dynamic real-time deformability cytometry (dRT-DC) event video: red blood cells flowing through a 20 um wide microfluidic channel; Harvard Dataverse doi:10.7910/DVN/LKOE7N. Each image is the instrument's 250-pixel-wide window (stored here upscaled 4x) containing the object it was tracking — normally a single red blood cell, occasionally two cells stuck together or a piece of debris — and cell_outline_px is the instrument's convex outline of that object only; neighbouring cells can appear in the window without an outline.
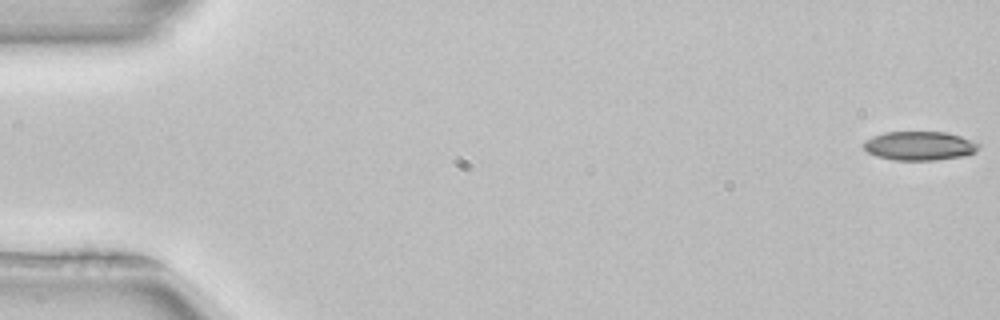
{"species": "common noctule bat (a hibernating species)", "species_latin": "Nyctalus noctula", "temperature_condition": "room temperature", "stored_images_in_passage": 53, "camera_frame_rate_fps": 3000, "um_per_image_px": 0.085, "animal": {"sex": "female", "body_mass_g": 22.7, "forearm_length_mm": 54.2}, "frame": {"image": 1, "passage_image": 1, "time_ms": 0.0, "image_size_px": [1000, 320], "cell_outline_px": [[980, 144], [976, 152], [960, 156], [936, 160], [896, 160], [876, 156], [868, 152], [864, 148], [864, 140], [872, 136], [884, 132], [944, 132], [960, 136]], "centroid_in_image_um": [78.13, 12.39], "position_along_channel_um": 6.9, "area_um2": 19.25}}
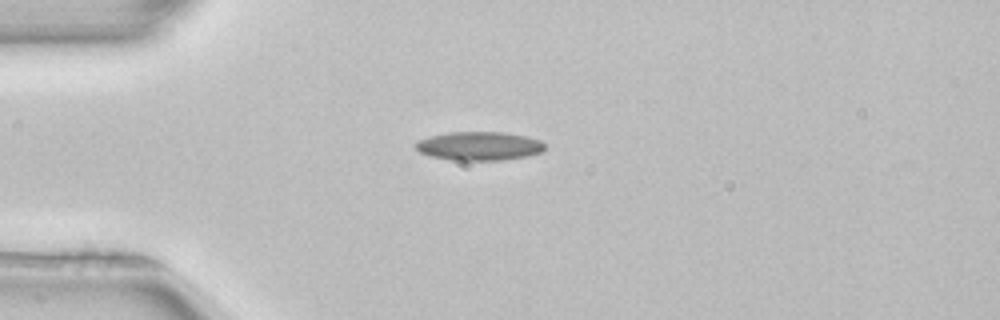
{"frame": {"image": 2, "passage_image": 14, "time_ms": 4.333, "image_size_px": [1000, 320], "cell_outline_px": [[544, 152], [528, 156], [500, 160], [452, 160], [428, 156], [420, 152], [412, 144], [416, 140], [448, 132], [504, 132], [528, 136], [540, 140], [544, 144]], "centroid_in_image_um": [40.72, 12.41], "position_along_channel_um": 44.3, "area_um2": 21.85}}
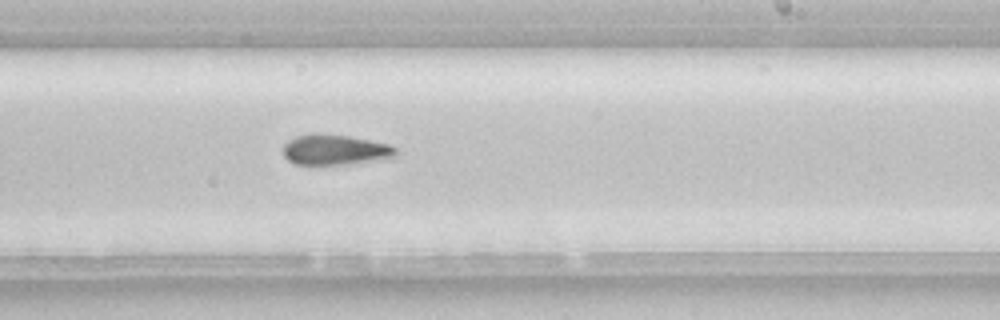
{"frame": {"image": 3, "passage_image": 32, "time_ms": 10.333, "image_size_px": [1000, 320], "cell_outline_px": [[396, 156], [344, 164], [296, 164], [288, 160], [284, 156], [284, 144], [288, 140], [296, 136], [348, 136], [388, 144], [396, 148]], "centroid_in_image_um": [28.46, 12.76], "position_along_channel_um": 260.5, "area_um2": 18.84}}